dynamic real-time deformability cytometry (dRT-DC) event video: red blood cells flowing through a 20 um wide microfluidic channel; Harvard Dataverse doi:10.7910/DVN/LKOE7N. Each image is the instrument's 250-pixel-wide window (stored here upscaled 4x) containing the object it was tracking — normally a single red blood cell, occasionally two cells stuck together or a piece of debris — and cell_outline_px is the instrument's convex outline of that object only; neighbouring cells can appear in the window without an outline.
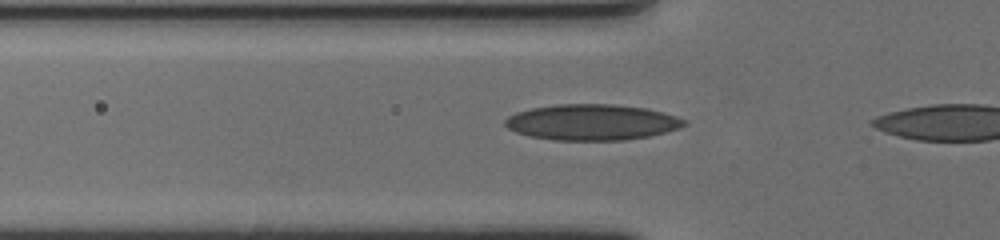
{"species": "human", "species_latin": "Homo sapiens", "temperature_condition": "cold", "stored_images_in_passage": 3, "camera_frame_rate_fps": 3000, "um_per_image_px": 0.085, "donor": {"sex": "female"}, "frame": {"image": 1, "passage_image": 2, "time_ms": 0.333, "image_size_px": [1000, 240], "cell_outline_px": [[688, 124], [680, 128], [648, 136], [624, 140], [552, 140], [532, 136], [516, 132], [508, 128], [504, 124], [504, 120], [508, 116], [516, 112], [532, 108], [556, 104], [612, 104], [644, 108], [676, 116], [684, 120]], "centroid_in_image_um": [50.28, 10.39], "position_along_channel_um": 75.5, "area_um2": 37.22}}